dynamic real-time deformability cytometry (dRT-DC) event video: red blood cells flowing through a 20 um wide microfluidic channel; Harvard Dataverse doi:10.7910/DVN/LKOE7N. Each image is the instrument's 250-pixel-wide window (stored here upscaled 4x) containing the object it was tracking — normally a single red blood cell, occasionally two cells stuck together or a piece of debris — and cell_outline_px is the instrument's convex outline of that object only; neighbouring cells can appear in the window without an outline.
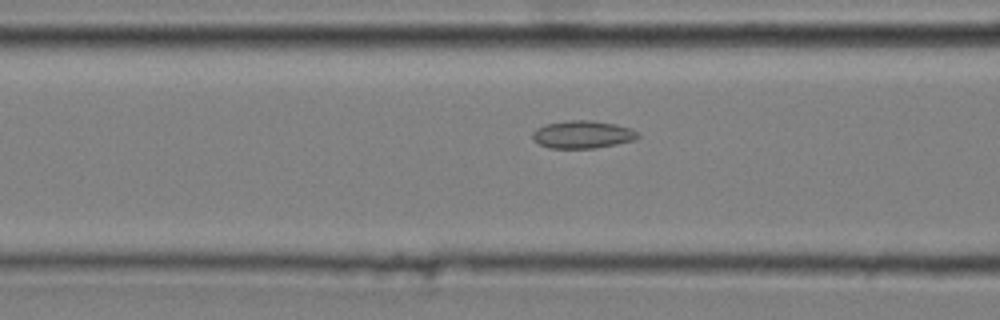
{"species": "common noctule bat (a hibernating species)", "species_latin": "Nyctalus noctula", "temperature_condition": "cold", "stored_images_in_passage": 38, "camera_frame_rate_fps": 3000, "um_per_image_px": 0.085, "animal": {"sex": "male", "body_mass_g": 20.4}, "frame": {"image": 1, "passage_image": 15, "time_ms": 4.667, "image_size_px": [1000, 320], "cell_outline_px": [[640, 136], [636, 140], [596, 148], [548, 148], [532, 140], [532, 132], [536, 128], [544, 124], [568, 120], [588, 120], [616, 124], [632, 128], [640, 132]], "centroid_in_image_um": [49.53, 11.43], "position_along_channel_um": 117.1, "area_um2": 17.28}}
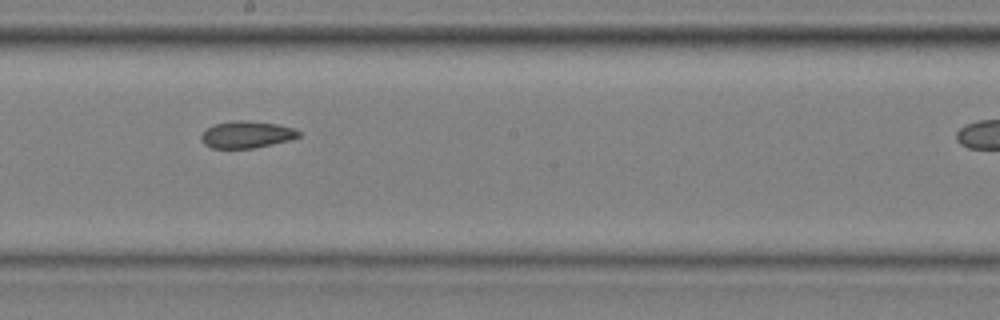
{"frame": {"image": 2, "passage_image": 24, "time_ms": 7.667, "image_size_px": [1000, 320], "cell_outline_px": [[300, 136], [292, 140], [256, 148], [212, 148], [204, 144], [200, 140], [200, 136], [212, 124], [236, 120], [248, 120], [276, 124], [292, 128], [300, 132]], "centroid_in_image_um": [20.96, 11.44], "position_along_channel_um": 227.2, "area_um2": 15.43}}
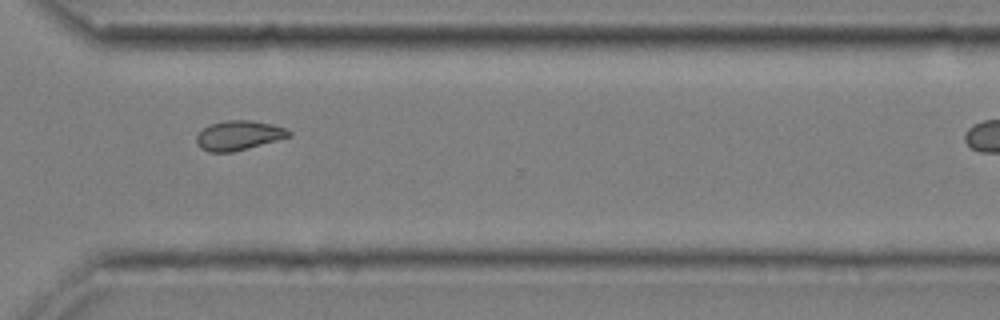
{"frame": {"image": 3, "passage_image": 34, "time_ms": 11.0, "image_size_px": [1000, 320], "cell_outline_px": [[292, 136], [248, 148], [232, 152], [208, 152], [200, 148], [196, 144], [196, 136], [208, 124], [224, 120], [252, 120], [284, 128], [292, 132]], "centroid_in_image_um": [20.25, 11.51], "position_along_channel_um": 350.4, "area_um2": 15.9}}